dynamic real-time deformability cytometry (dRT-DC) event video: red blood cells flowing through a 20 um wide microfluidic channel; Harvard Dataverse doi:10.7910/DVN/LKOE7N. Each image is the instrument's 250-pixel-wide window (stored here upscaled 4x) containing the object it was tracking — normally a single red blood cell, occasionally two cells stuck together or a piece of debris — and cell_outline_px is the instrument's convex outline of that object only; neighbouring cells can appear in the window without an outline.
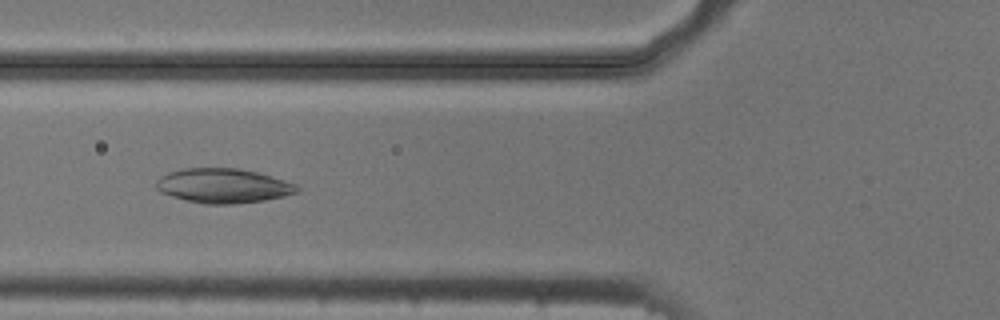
{"species": "common noctule bat (a hibernating species)", "species_latin": "Nyctalus noctula", "temperature_condition": "cold", "stored_images_in_passage": 52, "camera_frame_rate_fps": 3000, "um_per_image_px": 0.085, "animal": {"sex": "male", "body_mass_g": 20.5, "forearm_length_mm": 52.5}, "frame": {"image": 1, "passage_image": 19, "time_ms": 6.0, "image_size_px": [1000, 320], "cell_outline_px": [[300, 192], [284, 196], [264, 200], [232, 204], [204, 204], [184, 200], [160, 192], [156, 188], [156, 180], [160, 176], [168, 172], [184, 168], [240, 168], [272, 176], [296, 184], [300, 188]], "centroid_in_image_um": [18.97, 15.79], "position_along_channel_um": 106.8, "area_um2": 28.5}}
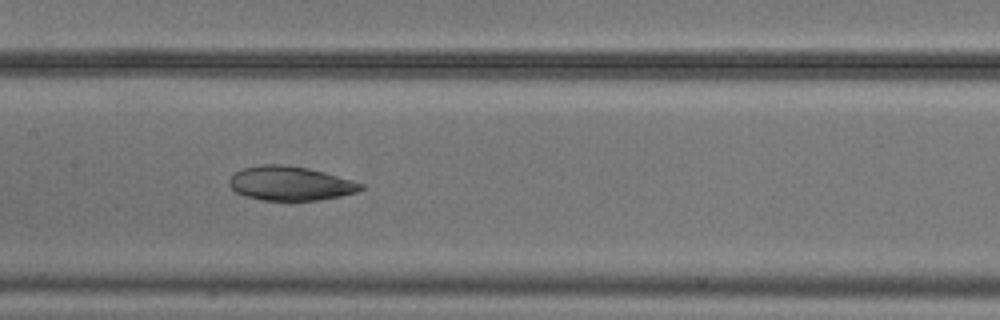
{"frame": {"image": 2, "passage_image": 25, "time_ms": 8.0, "image_size_px": [1000, 320], "cell_outline_px": [[364, 188], [356, 192], [340, 196], [316, 200], [264, 200], [244, 196], [236, 192], [228, 184], [228, 180], [236, 172], [244, 168], [264, 164], [284, 164], [308, 168], [324, 172], [352, 180], [364, 184]], "centroid_in_image_um": [24.67, 15.58], "position_along_channel_um": 182.7, "area_um2": 26.07}}
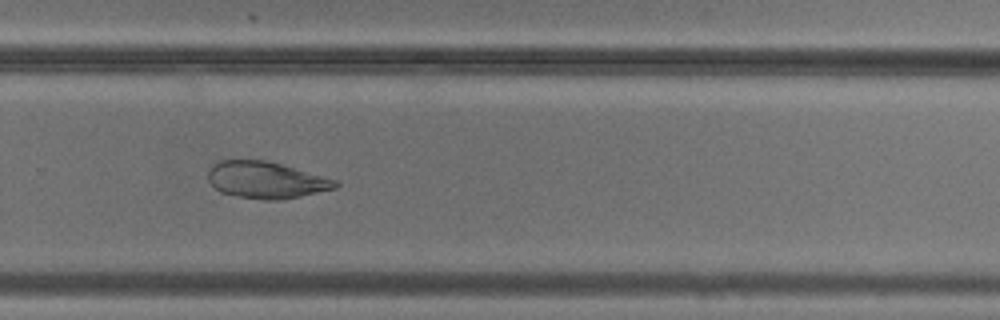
{"frame": {"image": 3, "passage_image": 35, "time_ms": 11.333, "image_size_px": [1000, 320], "cell_outline_px": [[340, 184], [336, 188], [300, 196], [280, 200], [264, 200], [236, 196], [220, 192], [208, 180], [208, 172], [220, 160], [264, 160], [280, 164], [340, 180]], "centroid_in_image_um": [22.66, 15.31], "position_along_channel_um": 307.1, "area_um2": 27.11}}